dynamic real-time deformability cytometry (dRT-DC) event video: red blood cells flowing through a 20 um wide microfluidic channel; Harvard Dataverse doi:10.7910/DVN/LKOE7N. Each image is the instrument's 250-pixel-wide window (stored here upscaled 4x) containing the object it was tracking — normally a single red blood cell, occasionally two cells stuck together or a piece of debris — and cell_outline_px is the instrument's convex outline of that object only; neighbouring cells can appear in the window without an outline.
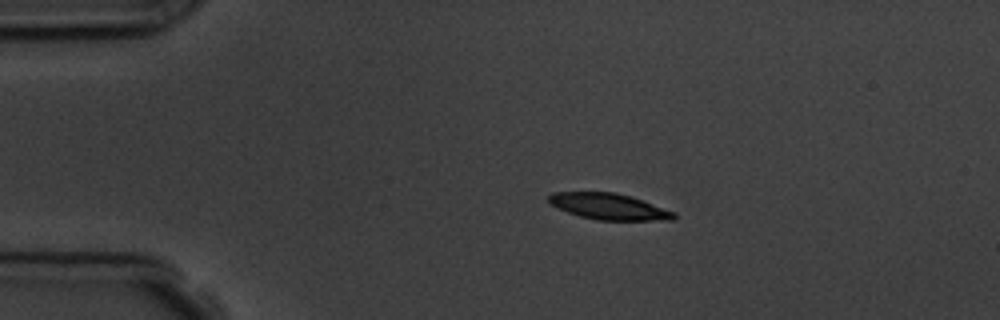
{"species": "common noctule bat (a hibernating species)", "species_latin": "Nyctalus noctula", "temperature_condition": "room temperature", "stored_images_in_passage": 6, "camera_frame_rate_fps": 3000, "um_per_image_px": 0.085, "animal": {"sex": "male", "body_mass_g": 19.5, "forearm_length_mm": 54.6}, "frame": {"image": 1, "passage_image": 2, "time_ms": 2.333, "image_size_px": [1000, 320], "cell_outline_px": [[676, 216], [672, 220], [596, 220], [580, 216], [568, 212], [548, 204], [548, 196], [552, 192], [616, 192], [676, 212]], "centroid_in_image_um": [51.71, 17.55], "position_along_channel_um": 33.3, "area_um2": 18.96}}
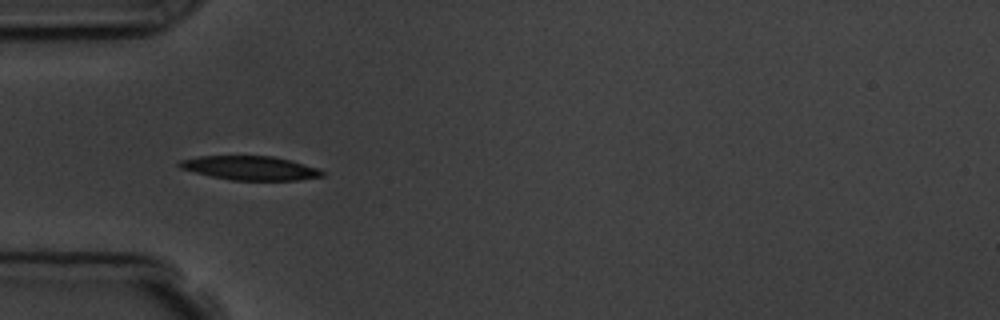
{"frame": {"image": 2, "passage_image": 4, "time_ms": 4.333, "image_size_px": [1000, 320], "cell_outline_px": [[324, 176], [300, 180], [232, 180], [212, 176], [180, 168], [176, 164], [180, 160], [200, 156], [272, 156], [292, 160], [320, 168], [324, 172]], "centroid_in_image_um": [21.32, 14.28], "position_along_channel_um": 63.7, "area_um2": 20.0}}